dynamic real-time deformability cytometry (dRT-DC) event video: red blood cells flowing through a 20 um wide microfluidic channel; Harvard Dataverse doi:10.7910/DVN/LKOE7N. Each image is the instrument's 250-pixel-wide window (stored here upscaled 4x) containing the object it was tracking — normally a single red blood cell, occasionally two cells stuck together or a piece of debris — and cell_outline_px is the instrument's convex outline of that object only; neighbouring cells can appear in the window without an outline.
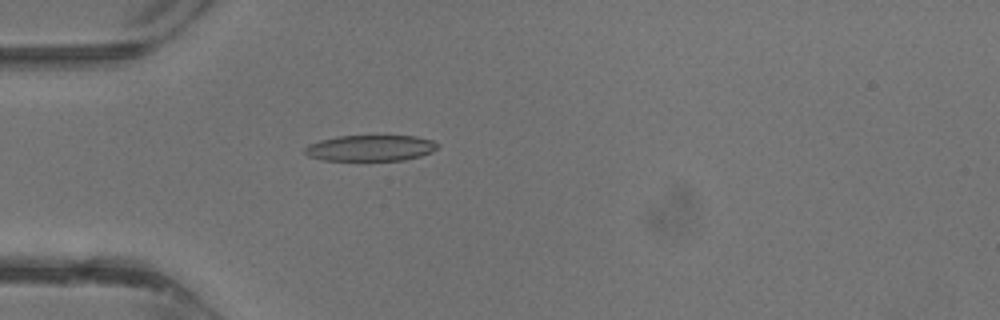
{"species": "common noctule bat (a hibernating species)", "species_latin": "Nyctalus noctula", "temperature_condition": "warm", "stored_images_in_passage": 30, "camera_frame_rate_fps": 3000, "um_per_image_px": 0.085, "animal": {"sex": "male", "body_mass_g": 13.3}, "frame": {"image": 1, "passage_image": 3, "time_ms": 0.667, "image_size_px": [1000, 320], "cell_outline_px": [[440, 144], [432, 152], [420, 156], [404, 160], [324, 160], [308, 156], [304, 152], [304, 148], [308, 144], [320, 140], [336, 136], [416, 136], [432, 140]], "centroid_in_image_um": [31.48, 12.58], "position_along_channel_um": 53.5, "area_um2": 20.11}}
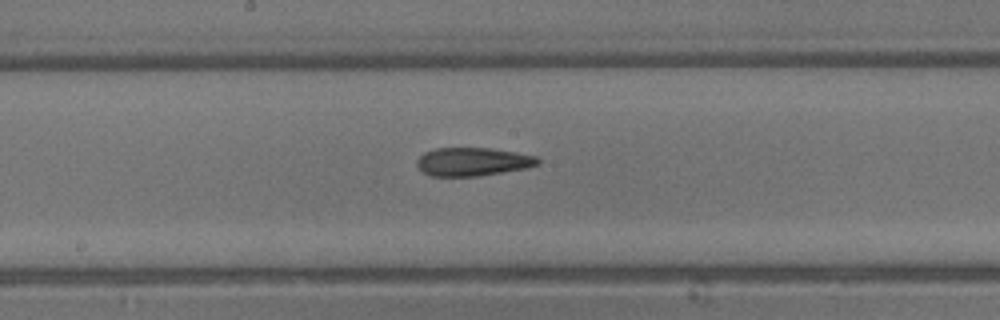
{"frame": {"image": 2, "passage_image": 12, "time_ms": 3.667, "image_size_px": [1000, 320], "cell_outline_px": [[540, 164], [528, 168], [480, 176], [428, 176], [416, 164], [416, 160], [424, 152], [436, 148], [488, 148], [516, 152], [536, 156], [540, 160]], "centroid_in_image_um": [40.2, 13.75], "position_along_channel_um": 208.0, "area_um2": 20.11}}
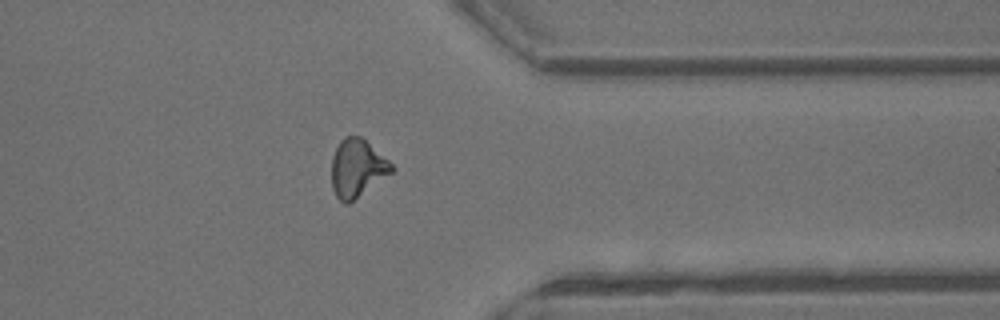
{"frame": {"image": 3, "passage_image": 22, "time_ms": 7.0, "image_size_px": [1000, 320], "cell_outline_px": [[396, 168], [392, 172], [348, 204], [344, 204], [336, 196], [332, 188], [332, 156], [340, 140], [344, 136], [360, 136], [388, 160]], "centroid_in_image_um": [30.34, 14.3], "position_along_channel_um": 381.1, "area_um2": 20.0}}